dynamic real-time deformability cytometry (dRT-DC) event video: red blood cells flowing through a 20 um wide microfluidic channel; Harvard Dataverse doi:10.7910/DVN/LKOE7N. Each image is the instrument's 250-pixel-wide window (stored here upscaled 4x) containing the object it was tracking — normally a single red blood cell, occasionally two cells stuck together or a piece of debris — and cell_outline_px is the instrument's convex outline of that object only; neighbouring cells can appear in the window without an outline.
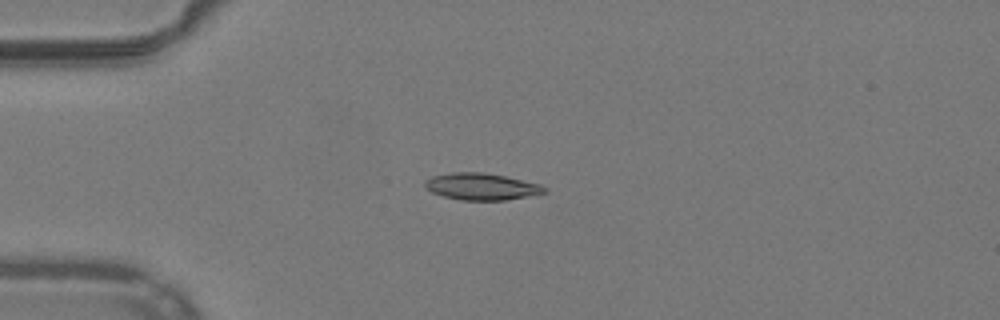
{"species": "common noctule bat (a hibernating species)", "species_latin": "Nyctalus noctula", "temperature_condition": "warm", "stored_images_in_passage": 40, "camera_frame_rate_fps": 3000, "um_per_image_px": 0.085, "animal": {"sex": "male", "body_mass_g": 19.2, "forearm_length_mm": 51.8}, "frame": {"image": 1, "passage_image": 7, "time_ms": 2.0, "image_size_px": [1000, 320], "cell_outline_px": [[548, 188], [544, 192], [504, 200], [460, 200], [444, 196], [432, 192], [424, 184], [424, 180], [432, 176], [452, 172], [484, 172], [504, 176], [540, 184]], "centroid_in_image_um": [40.88, 15.84], "position_along_channel_um": 44.1, "area_um2": 18.38}}
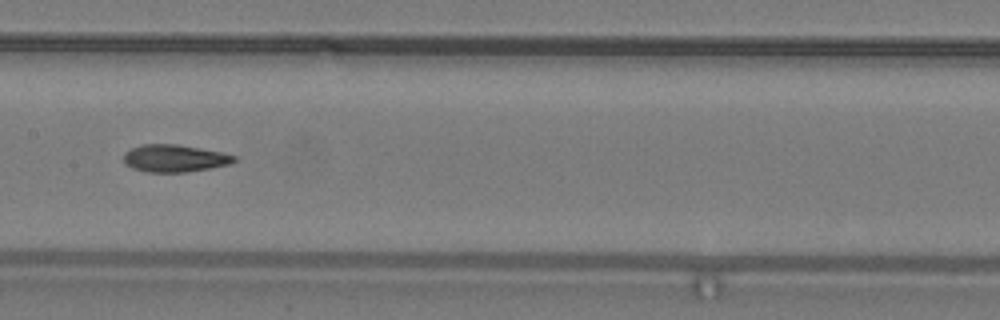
{"frame": {"image": 2, "passage_image": 20, "time_ms": 6.333, "image_size_px": [1000, 320], "cell_outline_px": [[236, 160], [228, 164], [208, 168], [184, 172], [148, 172], [132, 168], [124, 164], [124, 152], [140, 144], [176, 144], [220, 152], [236, 156]], "centroid_in_image_um": [14.77, 13.45], "position_along_channel_um": 192.6, "area_um2": 17.4}}
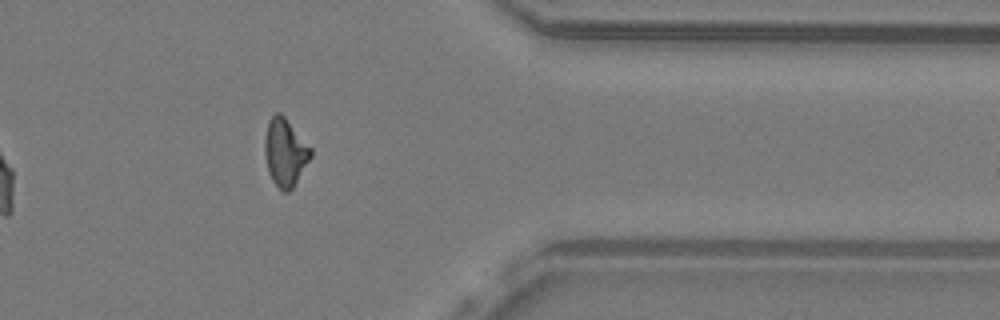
{"frame": {"image": 3, "passage_image": 36, "time_ms": 11.667, "image_size_px": [1000, 320], "cell_outline_px": [[312, 156], [292, 188], [288, 192], [284, 192], [272, 180], [268, 172], [264, 152], [264, 136], [268, 120], [276, 112], [280, 112], [284, 116], [312, 148]], "centroid_in_image_um": [24.22, 12.92], "position_along_channel_um": 387.2, "area_um2": 18.15}, "authors_computed_cell_mechanics": {"area_um2": 17.9758, "velocity_mm_per_s": 3.9407, "shape_relaxation_time_tau1_ms": null, "shape_relaxation_time_tau2_ms": 2.6775, "deformation_change_tau1": null, "deformation_change_tau2": 0.0947}}